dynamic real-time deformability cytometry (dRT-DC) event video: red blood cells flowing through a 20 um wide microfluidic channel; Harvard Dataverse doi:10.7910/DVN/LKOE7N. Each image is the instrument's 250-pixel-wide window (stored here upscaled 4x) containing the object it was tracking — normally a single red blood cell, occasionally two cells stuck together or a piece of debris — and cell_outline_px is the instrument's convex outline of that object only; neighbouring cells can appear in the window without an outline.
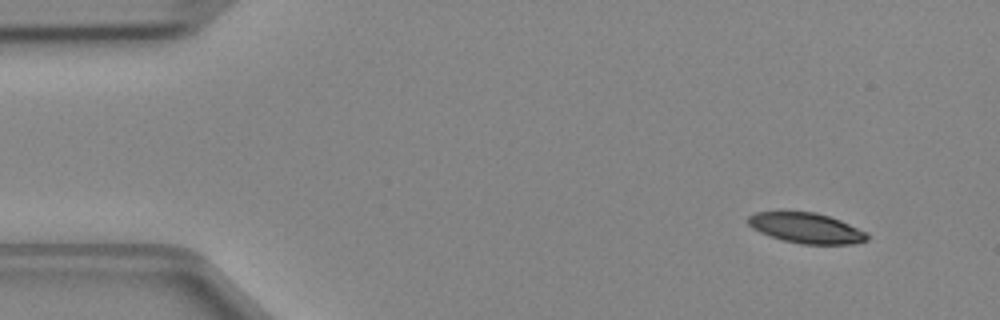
{"species": "Egyptian fruit bat (a non-hibernating species)", "species_latin": "Rousettus aegyptiacus", "temperature_condition": "cold", "stored_images_in_passage": 44, "camera_frame_rate_fps": 3000, "um_per_image_px": 0.085, "animal": {"sex": "female"}, "frame": {"image": 1, "passage_image": 1, "time_ms": 0.0, "image_size_px": [1000, 320], "cell_outline_px": [[868, 240], [852, 244], [800, 244], [784, 240], [760, 232], [752, 228], [748, 224], [748, 216], [756, 212], [816, 212], [840, 220], [868, 232]], "centroid_in_image_um": [68.56, 19.39], "position_along_channel_um": 16.4, "area_um2": 20.92}}
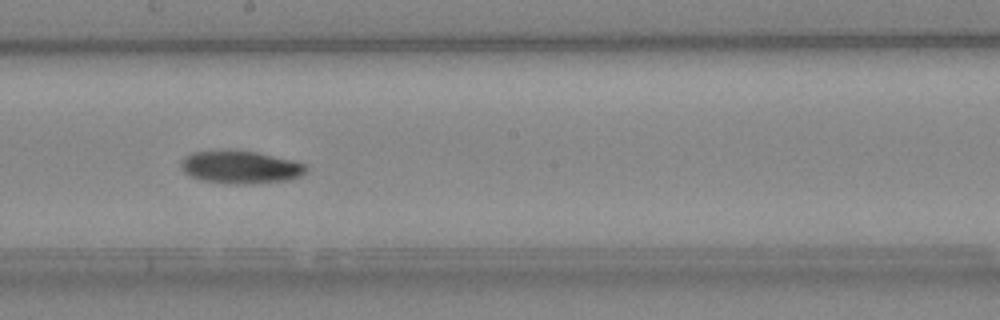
{"frame": {"image": 2, "passage_image": 23, "time_ms": 7.333, "image_size_px": [1000, 320], "cell_outline_px": [[308, 168], [304, 176], [288, 180], [236, 184], [200, 180], [188, 176], [180, 168], [180, 160], [184, 156], [192, 152], [224, 148], [256, 152], [292, 160], [304, 164]], "centroid_in_image_um": [20.38, 14.18], "position_along_channel_um": 227.8, "area_um2": 24.39}}
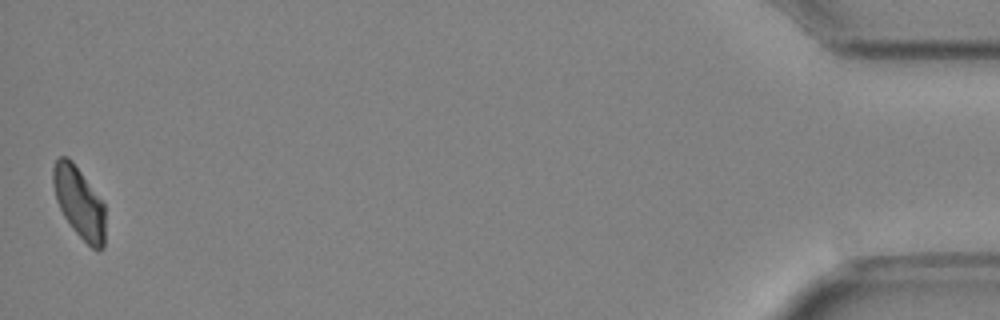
{"frame": {"image": 3, "passage_image": 44, "time_ms": 14.333, "image_size_px": [1000, 320], "cell_outline_px": [[104, 248], [100, 252], [96, 252], [72, 228], [64, 216], [56, 200], [52, 184], [52, 168], [56, 160], [60, 156], [68, 156], [72, 160], [104, 204]], "centroid_in_image_um": [6.71, 17.21], "position_along_channel_um": 428.5, "area_um2": 21.56}}